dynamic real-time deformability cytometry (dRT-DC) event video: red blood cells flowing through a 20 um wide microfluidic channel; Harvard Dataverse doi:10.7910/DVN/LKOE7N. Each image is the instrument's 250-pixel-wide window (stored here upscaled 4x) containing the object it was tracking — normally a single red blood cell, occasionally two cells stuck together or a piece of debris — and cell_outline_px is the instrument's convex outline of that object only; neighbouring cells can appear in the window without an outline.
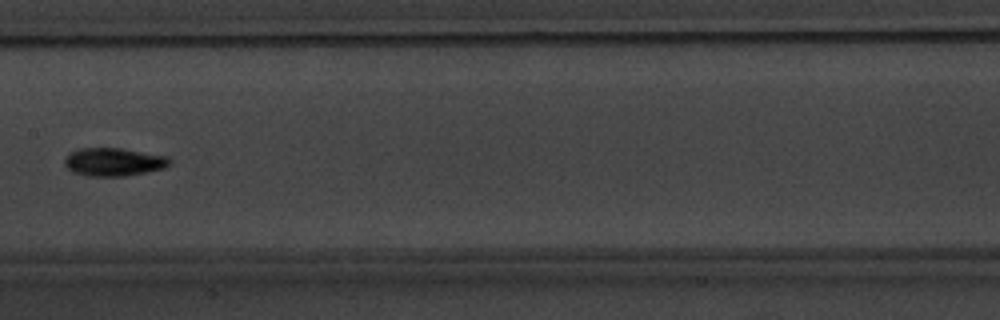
{"species": "common noctule bat (a hibernating species)", "species_latin": "Nyctalus noctula", "temperature_condition": "warm", "stored_images_in_passage": 5, "camera_frame_rate_fps": 3000, "um_per_image_px": 0.085, "animal": {"sex": "male", "body_mass_g": 20.1, "forearm_length_mm": 53.5}, "frame": {"image": 1, "passage_image": 5, "time_ms": 5.667, "image_size_px": [1000, 320], "cell_outline_px": [[172, 164], [164, 168], [124, 176], [88, 176], [72, 172], [64, 164], [64, 156], [68, 152], [76, 148], [120, 148], [168, 156], [172, 160]], "centroid_in_image_um": [9.63, 13.75], "position_along_channel_um": 197.8, "area_um2": 17.46}}